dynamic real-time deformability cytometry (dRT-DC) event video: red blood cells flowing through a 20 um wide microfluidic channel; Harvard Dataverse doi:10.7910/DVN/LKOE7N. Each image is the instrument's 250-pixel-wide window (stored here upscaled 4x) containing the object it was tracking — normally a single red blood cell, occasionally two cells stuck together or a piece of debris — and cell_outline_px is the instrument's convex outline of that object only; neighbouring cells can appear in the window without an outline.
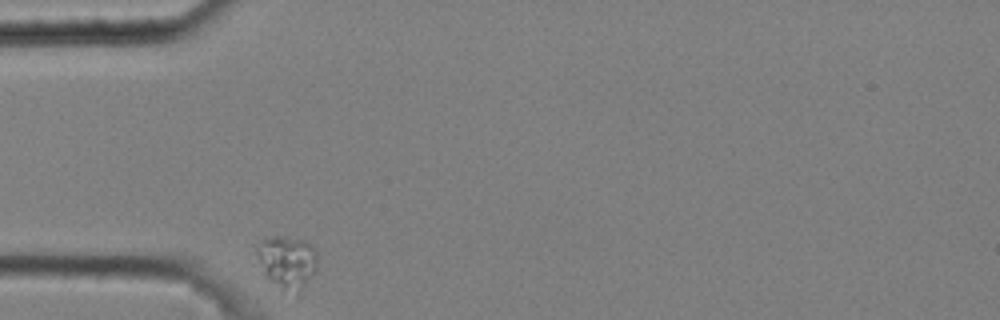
{"species": "common noctule bat (a hibernating species)", "species_latin": "Nyctalus noctula", "temperature_condition": "cold", "stored_images_in_passage": 35, "camera_frame_rate_fps": 3000, "um_per_image_px": 0.085, "animal": {"sex": "male", "body_mass_g": 20.4}, "frame": {"image": 1, "passage_image": 1, "time_ms": 0.0, "image_size_px": [1000, 320], "cell_outline_px": [[316, 268], [296, 300], [272, 280], [264, 272], [256, 252], [256, 248], [264, 240], [276, 236], [280, 236], [304, 240], [312, 244], [316, 252]], "centroid_in_image_um": [24.47, 22.32], "position_along_channel_um": 60.5, "area_um2": 18.44}}
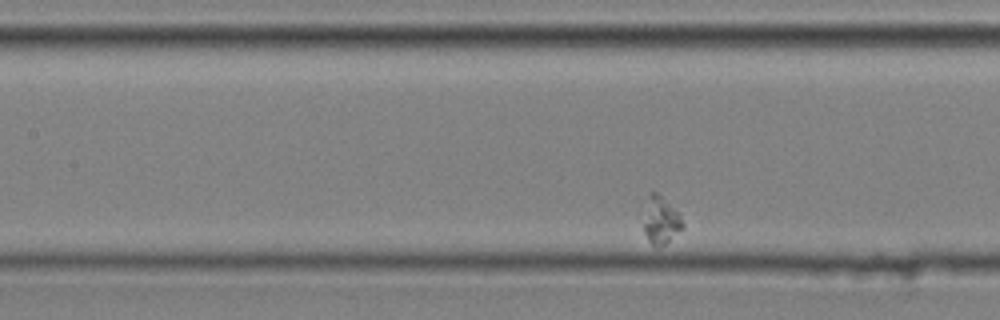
{"frame": {"image": 2, "passage_image": 11, "time_ms": 3.333, "image_size_px": [1000, 320], "cell_outline_px": [[684, 228], [664, 244], [652, 244], [648, 240], [644, 232], [644, 224], [648, 192], [656, 192], [680, 216], [684, 224]], "centroid_in_image_um": [56.17, 18.73], "position_along_channel_um": 151.2, "area_um2": 10.23}}
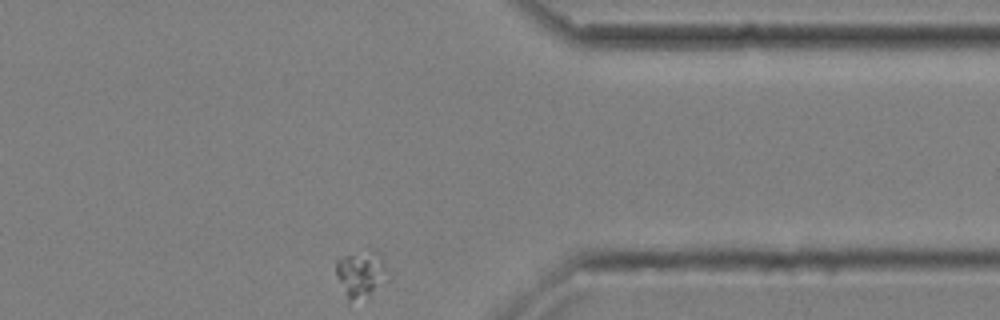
{"frame": {"image": 3, "passage_image": 35, "time_ms": 11.333, "image_size_px": [1000, 320], "cell_outline_px": [[392, 276], [388, 280], [368, 296], [348, 300], [336, 276], [336, 260], [344, 256], [376, 252], [384, 260]], "centroid_in_image_um": [30.74, 23.31], "position_along_channel_um": 380.7, "area_um2": 13.76}}